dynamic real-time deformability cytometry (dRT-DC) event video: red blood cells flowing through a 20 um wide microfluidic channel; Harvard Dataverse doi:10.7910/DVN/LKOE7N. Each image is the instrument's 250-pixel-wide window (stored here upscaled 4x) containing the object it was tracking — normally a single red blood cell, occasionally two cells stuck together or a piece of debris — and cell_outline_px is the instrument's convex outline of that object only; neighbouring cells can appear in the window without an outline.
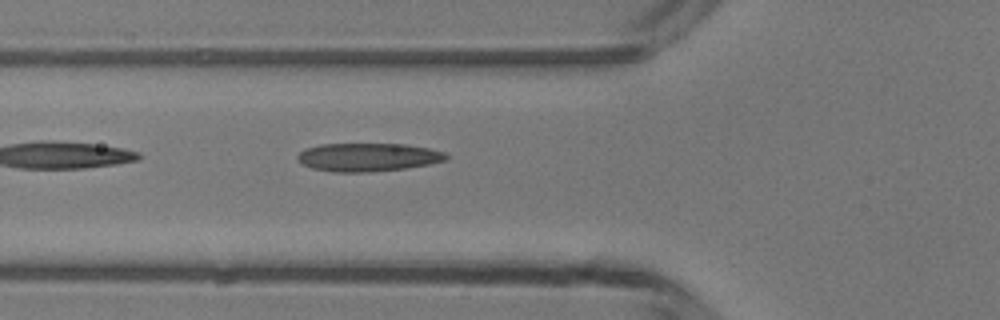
{"species": "common noctule bat (a hibernating species)", "species_latin": "Nyctalus noctula", "temperature_condition": "room temperature", "stored_images_in_passage": 22, "camera_frame_rate_fps": 3000, "um_per_image_px": 0.085, "animal": {"sex": "male", "body_mass_g": 13.3}, "frame": {"image": 1, "passage_image": 4, "time_ms": 1.0, "image_size_px": [1000, 320], "cell_outline_px": [[448, 160], [428, 164], [404, 168], [372, 172], [332, 172], [312, 168], [304, 164], [296, 156], [304, 148], [320, 144], [404, 144], [428, 148], [444, 152], [448, 156]], "centroid_in_image_um": [31.27, 13.36], "position_along_channel_um": 94.5, "area_um2": 24.45}}
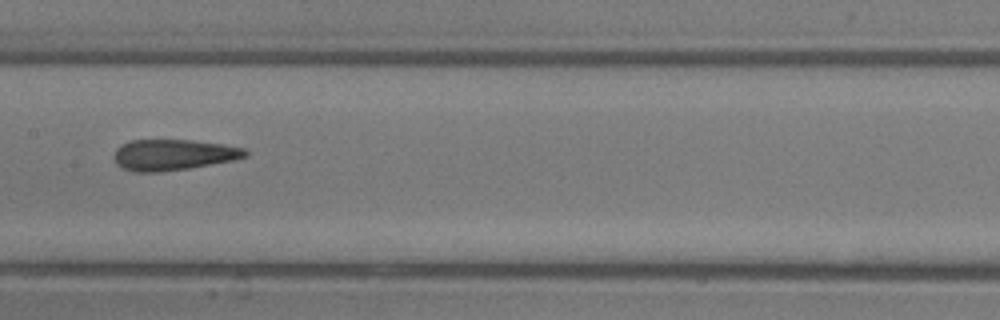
{"frame": {"image": 2, "passage_image": 11, "time_ms": 3.333, "image_size_px": [1000, 320], "cell_outline_px": [[248, 156], [232, 160], [188, 168], [160, 172], [132, 172], [120, 168], [116, 164], [116, 148], [120, 144], [132, 140], [192, 140], [220, 144], [244, 148], [248, 152]], "centroid_in_image_um": [14.69, 13.16], "position_along_channel_um": 192.7, "area_um2": 23.52}}
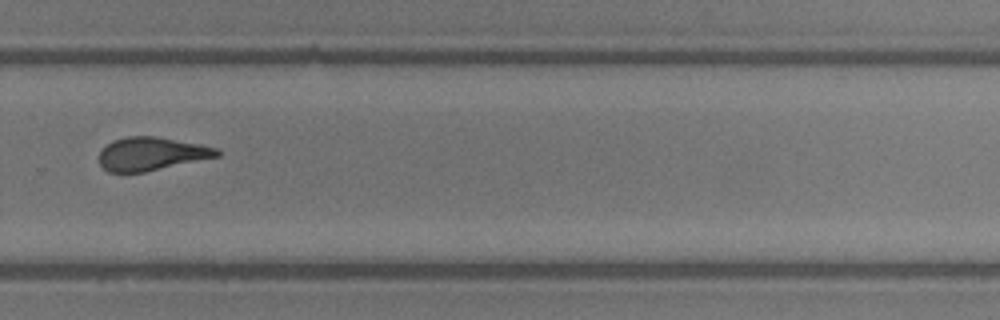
{"frame": {"image": 3, "passage_image": 20, "time_ms": 6.333, "image_size_px": [1000, 320], "cell_outline_px": [[220, 156], [144, 172], [108, 172], [100, 164], [100, 152], [112, 140], [128, 136], [156, 136], [200, 144], [220, 148]], "centroid_in_image_um": [12.9, 13.07], "position_along_channel_um": 316.9, "area_um2": 22.77}}